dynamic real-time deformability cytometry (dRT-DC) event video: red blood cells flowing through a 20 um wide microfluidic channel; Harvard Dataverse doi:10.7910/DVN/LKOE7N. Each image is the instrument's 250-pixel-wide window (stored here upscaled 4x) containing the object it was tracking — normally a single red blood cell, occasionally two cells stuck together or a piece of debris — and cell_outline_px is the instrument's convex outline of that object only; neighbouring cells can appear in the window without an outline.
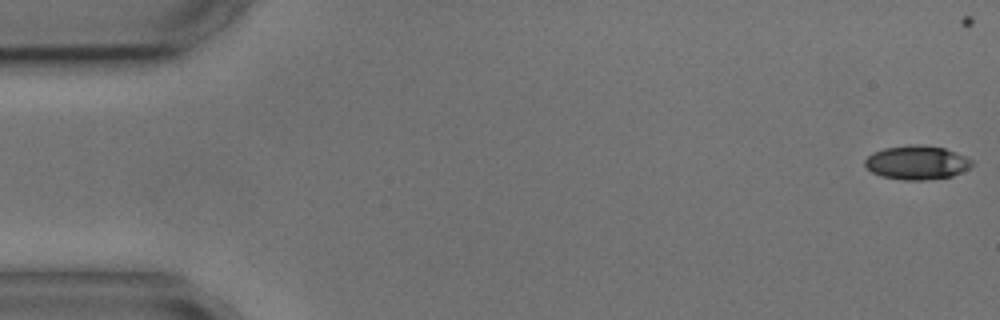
{"species": "common noctule bat (a hibernating species)", "species_latin": "Nyctalus noctula", "temperature_condition": "cold", "stored_images_in_passage": 5, "camera_frame_rate_fps": 3000, "um_per_image_px": 0.085, "animal": {"sex": "male", "body_mass_g": 17.9, "forearm_length_mm": 54.2}, "frame": {"image": 1, "passage_image": 1, "time_ms": 0.0, "image_size_px": [1000, 320], "cell_outline_px": [[976, 164], [952, 176], [924, 180], [904, 180], [884, 176], [872, 172], [864, 164], [864, 160], [872, 152], [884, 148], [908, 144], [920, 144], [944, 148], [956, 152], [972, 160]], "centroid_in_image_um": [77.93, 13.8], "position_along_channel_um": 7.1, "area_um2": 21.15}}